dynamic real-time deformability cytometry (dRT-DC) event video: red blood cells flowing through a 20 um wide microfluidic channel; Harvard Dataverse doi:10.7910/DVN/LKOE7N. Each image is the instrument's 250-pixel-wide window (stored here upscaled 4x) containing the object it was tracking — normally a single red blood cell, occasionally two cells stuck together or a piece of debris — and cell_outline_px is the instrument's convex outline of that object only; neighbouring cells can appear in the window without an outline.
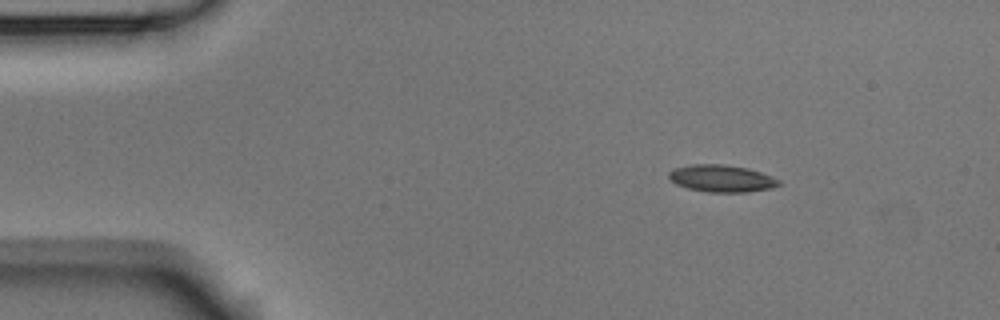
{"species": "Egyptian fruit bat (a non-hibernating species)", "species_latin": "Rousettus aegyptiacus", "temperature_condition": "room temperature", "stored_images_in_passage": 4, "camera_frame_rate_fps": 3000, "um_per_image_px": 0.085, "animal": {"sex": "male"}, "frame": {"image": 1, "passage_image": 1, "time_ms": 0.0, "image_size_px": [1000, 320], "cell_outline_px": [[780, 184], [772, 188], [748, 192], [708, 192], [688, 188], [676, 184], [668, 176], [668, 172], [672, 168], [692, 164], [724, 164], [748, 168], [772, 176], [780, 180]], "centroid_in_image_um": [61.33, 15.16], "position_along_channel_um": 23.7, "area_um2": 17.46}}
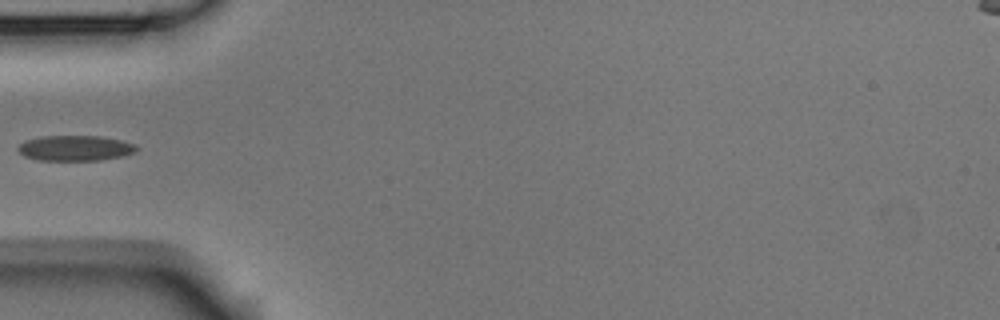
{"frame": {"image": 2, "passage_image": 3, "time_ms": 0.667, "image_size_px": [1000, 320], "cell_outline_px": [[140, 148], [136, 152], [120, 156], [100, 160], [40, 160], [24, 156], [16, 148], [20, 144], [28, 140], [40, 136], [100, 136], [120, 140], [136, 144]], "centroid_in_image_um": [6.42, 12.58], "position_along_channel_um": 78.6, "area_um2": 17.46}}
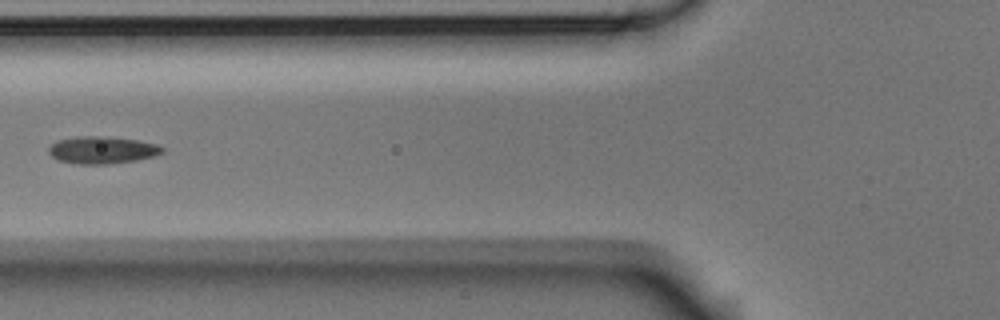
{"frame": {"image": 3, "passage_image": 4, "time_ms": 1.0, "image_size_px": [1000, 320], "cell_outline_px": [[164, 152], [152, 156], [136, 160], [108, 164], [80, 164], [60, 160], [52, 156], [48, 152], [48, 148], [56, 140], [76, 136], [108, 136], [136, 140], [160, 144], [164, 148]], "centroid_in_image_um": [8.69, 12.73], "position_along_channel_um": 117.1, "area_um2": 18.09}}